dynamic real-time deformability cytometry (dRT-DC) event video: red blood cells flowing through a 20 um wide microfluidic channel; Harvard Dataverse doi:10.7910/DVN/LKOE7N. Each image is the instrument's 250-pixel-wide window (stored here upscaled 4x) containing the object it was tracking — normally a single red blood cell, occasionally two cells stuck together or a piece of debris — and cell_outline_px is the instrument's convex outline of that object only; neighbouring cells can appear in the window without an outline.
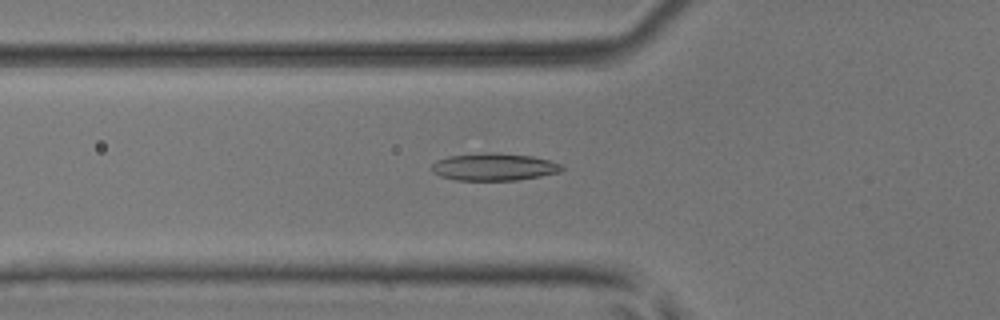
{"species": "common noctule bat (a hibernating species)", "species_latin": "Nyctalus noctula", "temperature_condition": "room temperature", "stored_images_in_passage": 53, "camera_frame_rate_fps": 3000, "um_per_image_px": 0.085, "animal": {"sex": "male", "body_mass_g": 17.9, "forearm_length_mm": 54.2}, "frame": {"image": 1, "passage_image": 19, "time_ms": 6.0, "image_size_px": [1000, 320], "cell_outline_px": [[564, 168], [560, 172], [540, 176], [516, 180], [456, 180], [440, 176], [432, 172], [432, 164], [436, 160], [448, 156], [484, 152], [496, 152], [532, 156], [548, 160], [560, 164]], "centroid_in_image_um": [41.96, 14.18], "position_along_channel_um": 83.8, "area_um2": 20.81}}
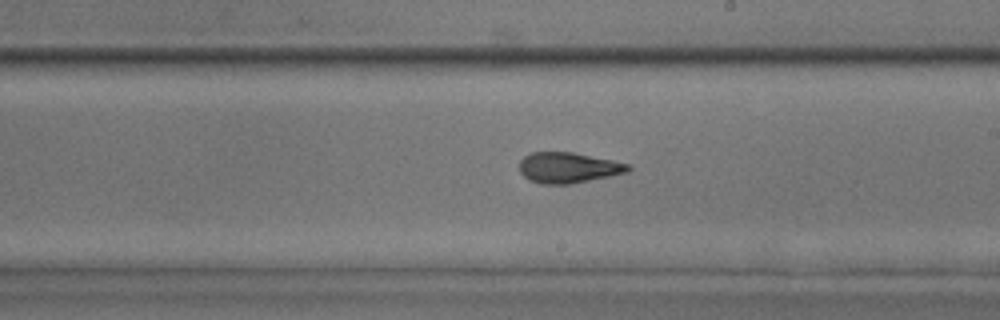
{"frame": {"image": 2, "passage_image": 31, "time_ms": 10.0, "image_size_px": [1000, 320], "cell_outline_px": [[632, 168], [628, 172], [568, 184], [540, 184], [528, 180], [520, 172], [520, 160], [524, 156], [532, 152], [572, 152], [612, 160], [628, 164]], "centroid_in_image_um": [48.26, 14.25], "position_along_channel_um": 240.7, "area_um2": 19.25}}
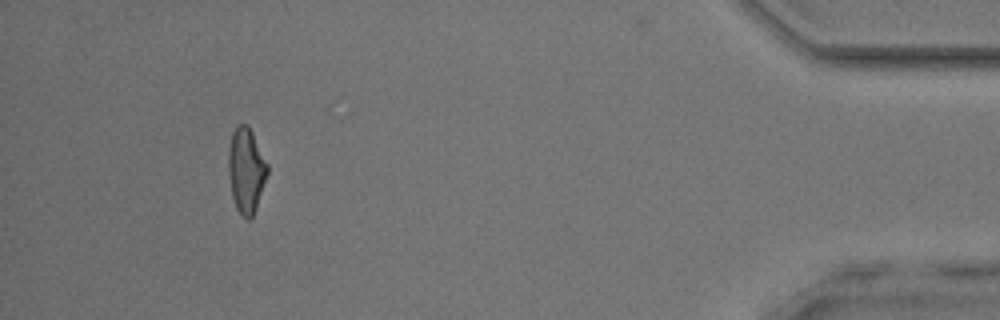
{"frame": {"image": 3, "passage_image": 49, "time_ms": 16.0, "image_size_px": [1000, 320], "cell_outline_px": [[268, 172], [256, 208], [252, 216], [248, 220], [236, 208], [232, 196], [228, 172], [228, 152], [232, 132], [236, 124], [248, 124], [268, 164]], "centroid_in_image_um": [20.91, 14.43], "position_along_channel_um": 414.3, "area_um2": 19.25}, "authors_computed_cell_mechanics": {"area_um2": 19.4208, "velocity_mm_per_s": 3.931, "shape_relaxation_time_tau1_ms": 3.8276, "shape_relaxation_time_tau2_ms": 1.8187, "deformation_change_tau1": 0.1556, "deformation_change_tau2": 0.0944}}